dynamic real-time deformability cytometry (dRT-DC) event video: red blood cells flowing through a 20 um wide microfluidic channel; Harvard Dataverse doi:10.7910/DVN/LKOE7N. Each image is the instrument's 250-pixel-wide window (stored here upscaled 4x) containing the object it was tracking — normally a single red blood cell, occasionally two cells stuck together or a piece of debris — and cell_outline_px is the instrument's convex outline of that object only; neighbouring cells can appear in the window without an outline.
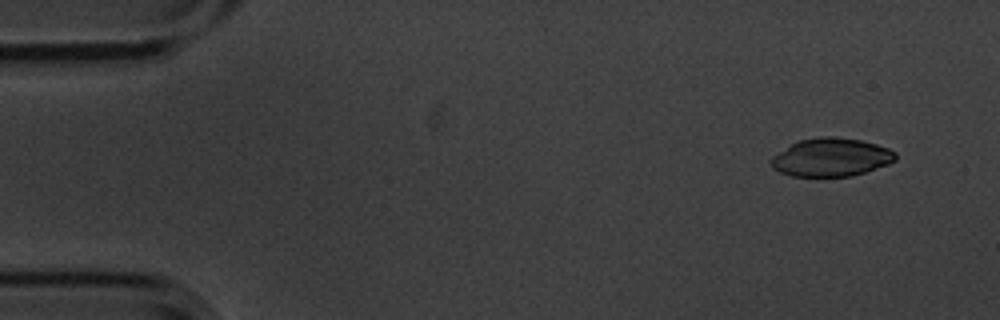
{"species": "common noctule bat (a hibernating species)", "species_latin": "Nyctalus noctula", "temperature_condition": "cold", "stored_images_in_passage": 14, "camera_frame_rate_fps": 3000, "um_per_image_px": 0.085, "animal": {"sex": "male", "body_mass_g": 20.1, "forearm_length_mm": 53.5}, "frame": {"image": 1, "passage_image": 1, "time_ms": 0.0, "image_size_px": [1000, 320], "cell_outline_px": [[896, 160], [888, 164], [852, 176], [792, 176], [780, 172], [772, 168], [768, 164], [768, 160], [772, 156], [792, 144], [800, 140], [820, 136], [836, 136], [860, 140], [876, 144], [888, 148], [896, 152]], "centroid_in_image_um": [70.62, 13.37], "position_along_channel_um": 14.4, "area_um2": 27.8}}